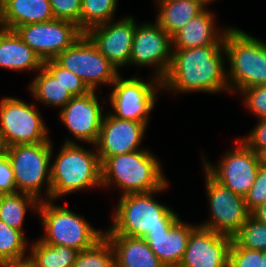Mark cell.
Instances as JSON below:
<instances>
[{
	"label": "cell",
	"mask_w": 266,
	"mask_h": 267,
	"mask_svg": "<svg viewBox=\"0 0 266 267\" xmlns=\"http://www.w3.org/2000/svg\"><path fill=\"white\" fill-rule=\"evenodd\" d=\"M226 63L224 45L173 48L169 71L161 81L162 90L173 94H230Z\"/></svg>",
	"instance_id": "cell-1"
},
{
	"label": "cell",
	"mask_w": 266,
	"mask_h": 267,
	"mask_svg": "<svg viewBox=\"0 0 266 267\" xmlns=\"http://www.w3.org/2000/svg\"><path fill=\"white\" fill-rule=\"evenodd\" d=\"M167 187L169 182L163 188L152 192L120 196L112 213V224L105 230L104 235L143 238L149 231L170 230L180 216L154 197Z\"/></svg>",
	"instance_id": "cell-2"
},
{
	"label": "cell",
	"mask_w": 266,
	"mask_h": 267,
	"mask_svg": "<svg viewBox=\"0 0 266 267\" xmlns=\"http://www.w3.org/2000/svg\"><path fill=\"white\" fill-rule=\"evenodd\" d=\"M102 189L115 185L121 193H148L163 188L169 180L160 160L147 148L105 158L101 162Z\"/></svg>",
	"instance_id": "cell-3"
},
{
	"label": "cell",
	"mask_w": 266,
	"mask_h": 267,
	"mask_svg": "<svg viewBox=\"0 0 266 267\" xmlns=\"http://www.w3.org/2000/svg\"><path fill=\"white\" fill-rule=\"evenodd\" d=\"M65 138L51 162L50 200L62 198L77 191L102 187L101 163L96 148L88 149Z\"/></svg>",
	"instance_id": "cell-4"
},
{
	"label": "cell",
	"mask_w": 266,
	"mask_h": 267,
	"mask_svg": "<svg viewBox=\"0 0 266 267\" xmlns=\"http://www.w3.org/2000/svg\"><path fill=\"white\" fill-rule=\"evenodd\" d=\"M224 48L230 93L239 95L250 86L266 85V41L230 26L224 36Z\"/></svg>",
	"instance_id": "cell-5"
},
{
	"label": "cell",
	"mask_w": 266,
	"mask_h": 267,
	"mask_svg": "<svg viewBox=\"0 0 266 267\" xmlns=\"http://www.w3.org/2000/svg\"><path fill=\"white\" fill-rule=\"evenodd\" d=\"M65 206L53 204V200L39 202L44 234L39 239L50 245H62L81 251L95 245L105 231L94 228L84 217Z\"/></svg>",
	"instance_id": "cell-6"
},
{
	"label": "cell",
	"mask_w": 266,
	"mask_h": 267,
	"mask_svg": "<svg viewBox=\"0 0 266 267\" xmlns=\"http://www.w3.org/2000/svg\"><path fill=\"white\" fill-rule=\"evenodd\" d=\"M53 149L52 141L8 147L17 192L32 195L39 202L50 199Z\"/></svg>",
	"instance_id": "cell-7"
},
{
	"label": "cell",
	"mask_w": 266,
	"mask_h": 267,
	"mask_svg": "<svg viewBox=\"0 0 266 267\" xmlns=\"http://www.w3.org/2000/svg\"><path fill=\"white\" fill-rule=\"evenodd\" d=\"M141 79L136 75L127 79L119 75L111 85L109 102L112 111L107 112L118 119L142 122L148 126L149 115L158 99L157 91L163 92L162 82L154 76L150 81Z\"/></svg>",
	"instance_id": "cell-8"
},
{
	"label": "cell",
	"mask_w": 266,
	"mask_h": 267,
	"mask_svg": "<svg viewBox=\"0 0 266 267\" xmlns=\"http://www.w3.org/2000/svg\"><path fill=\"white\" fill-rule=\"evenodd\" d=\"M42 119L36 102L27 103L12 96L0 101V132L8 147L52 141Z\"/></svg>",
	"instance_id": "cell-9"
},
{
	"label": "cell",
	"mask_w": 266,
	"mask_h": 267,
	"mask_svg": "<svg viewBox=\"0 0 266 267\" xmlns=\"http://www.w3.org/2000/svg\"><path fill=\"white\" fill-rule=\"evenodd\" d=\"M55 60L81 78L91 91H98L102 85L111 87L120 75L85 33Z\"/></svg>",
	"instance_id": "cell-10"
},
{
	"label": "cell",
	"mask_w": 266,
	"mask_h": 267,
	"mask_svg": "<svg viewBox=\"0 0 266 267\" xmlns=\"http://www.w3.org/2000/svg\"><path fill=\"white\" fill-rule=\"evenodd\" d=\"M238 145L224 153L217 164L213 165L202 153L203 170L214 180L235 194L245 197L254 184L259 168V156L249 149L240 139Z\"/></svg>",
	"instance_id": "cell-11"
},
{
	"label": "cell",
	"mask_w": 266,
	"mask_h": 267,
	"mask_svg": "<svg viewBox=\"0 0 266 267\" xmlns=\"http://www.w3.org/2000/svg\"><path fill=\"white\" fill-rule=\"evenodd\" d=\"M205 188L210 210V219L199 226L218 234L234 238L250 216L244 197L233 193L214 180L205 170Z\"/></svg>",
	"instance_id": "cell-12"
},
{
	"label": "cell",
	"mask_w": 266,
	"mask_h": 267,
	"mask_svg": "<svg viewBox=\"0 0 266 267\" xmlns=\"http://www.w3.org/2000/svg\"><path fill=\"white\" fill-rule=\"evenodd\" d=\"M172 53V37L156 20L140 24L136 22L130 66L152 67L153 76L162 81L169 71Z\"/></svg>",
	"instance_id": "cell-13"
},
{
	"label": "cell",
	"mask_w": 266,
	"mask_h": 267,
	"mask_svg": "<svg viewBox=\"0 0 266 267\" xmlns=\"http://www.w3.org/2000/svg\"><path fill=\"white\" fill-rule=\"evenodd\" d=\"M15 31L43 62L55 59L84 34L74 22L59 19L25 24Z\"/></svg>",
	"instance_id": "cell-14"
},
{
	"label": "cell",
	"mask_w": 266,
	"mask_h": 267,
	"mask_svg": "<svg viewBox=\"0 0 266 267\" xmlns=\"http://www.w3.org/2000/svg\"><path fill=\"white\" fill-rule=\"evenodd\" d=\"M99 99L101 96L98 97L96 91H91L86 95L73 97L58 111L61 123L75 137V143H78L77 140L83 144L96 143L105 109Z\"/></svg>",
	"instance_id": "cell-15"
},
{
	"label": "cell",
	"mask_w": 266,
	"mask_h": 267,
	"mask_svg": "<svg viewBox=\"0 0 266 267\" xmlns=\"http://www.w3.org/2000/svg\"><path fill=\"white\" fill-rule=\"evenodd\" d=\"M136 29L134 16L110 20L90 28L85 34L108 61L118 70L129 66L133 35Z\"/></svg>",
	"instance_id": "cell-16"
},
{
	"label": "cell",
	"mask_w": 266,
	"mask_h": 267,
	"mask_svg": "<svg viewBox=\"0 0 266 267\" xmlns=\"http://www.w3.org/2000/svg\"><path fill=\"white\" fill-rule=\"evenodd\" d=\"M96 148L100 163L107 157L144 149L141 146L148 126L142 122L122 120L104 112Z\"/></svg>",
	"instance_id": "cell-17"
},
{
	"label": "cell",
	"mask_w": 266,
	"mask_h": 267,
	"mask_svg": "<svg viewBox=\"0 0 266 267\" xmlns=\"http://www.w3.org/2000/svg\"><path fill=\"white\" fill-rule=\"evenodd\" d=\"M233 238L197 225L178 267H227Z\"/></svg>",
	"instance_id": "cell-18"
},
{
	"label": "cell",
	"mask_w": 266,
	"mask_h": 267,
	"mask_svg": "<svg viewBox=\"0 0 266 267\" xmlns=\"http://www.w3.org/2000/svg\"><path fill=\"white\" fill-rule=\"evenodd\" d=\"M197 225L179 219L170 230L149 231L143 238L165 267H178L184 257L189 235Z\"/></svg>",
	"instance_id": "cell-19"
},
{
	"label": "cell",
	"mask_w": 266,
	"mask_h": 267,
	"mask_svg": "<svg viewBox=\"0 0 266 267\" xmlns=\"http://www.w3.org/2000/svg\"><path fill=\"white\" fill-rule=\"evenodd\" d=\"M216 26V17L213 11L204 9L172 36L173 48L190 49L224 45V36L230 26L224 27L223 30L220 26Z\"/></svg>",
	"instance_id": "cell-20"
},
{
	"label": "cell",
	"mask_w": 266,
	"mask_h": 267,
	"mask_svg": "<svg viewBox=\"0 0 266 267\" xmlns=\"http://www.w3.org/2000/svg\"><path fill=\"white\" fill-rule=\"evenodd\" d=\"M43 63L16 31L0 29V68L19 72L25 70L38 72Z\"/></svg>",
	"instance_id": "cell-21"
},
{
	"label": "cell",
	"mask_w": 266,
	"mask_h": 267,
	"mask_svg": "<svg viewBox=\"0 0 266 267\" xmlns=\"http://www.w3.org/2000/svg\"><path fill=\"white\" fill-rule=\"evenodd\" d=\"M0 10L2 28L14 31L25 24L54 19L49 0H0Z\"/></svg>",
	"instance_id": "cell-22"
},
{
	"label": "cell",
	"mask_w": 266,
	"mask_h": 267,
	"mask_svg": "<svg viewBox=\"0 0 266 267\" xmlns=\"http://www.w3.org/2000/svg\"><path fill=\"white\" fill-rule=\"evenodd\" d=\"M115 254V267H165L141 237L104 235Z\"/></svg>",
	"instance_id": "cell-23"
},
{
	"label": "cell",
	"mask_w": 266,
	"mask_h": 267,
	"mask_svg": "<svg viewBox=\"0 0 266 267\" xmlns=\"http://www.w3.org/2000/svg\"><path fill=\"white\" fill-rule=\"evenodd\" d=\"M157 4L155 17L160 27L171 37L182 29L187 22L200 14L204 9L197 0H154Z\"/></svg>",
	"instance_id": "cell-24"
},
{
	"label": "cell",
	"mask_w": 266,
	"mask_h": 267,
	"mask_svg": "<svg viewBox=\"0 0 266 267\" xmlns=\"http://www.w3.org/2000/svg\"><path fill=\"white\" fill-rule=\"evenodd\" d=\"M29 84L31 95L40 104L61 110L72 98L71 93L44 66Z\"/></svg>",
	"instance_id": "cell-25"
},
{
	"label": "cell",
	"mask_w": 266,
	"mask_h": 267,
	"mask_svg": "<svg viewBox=\"0 0 266 267\" xmlns=\"http://www.w3.org/2000/svg\"><path fill=\"white\" fill-rule=\"evenodd\" d=\"M28 262L32 267H73L78 250L62 245H50L39 238L30 243Z\"/></svg>",
	"instance_id": "cell-26"
},
{
	"label": "cell",
	"mask_w": 266,
	"mask_h": 267,
	"mask_svg": "<svg viewBox=\"0 0 266 267\" xmlns=\"http://www.w3.org/2000/svg\"><path fill=\"white\" fill-rule=\"evenodd\" d=\"M38 206L39 201L29 194L17 192L0 195V220L24 233L27 210L37 213Z\"/></svg>",
	"instance_id": "cell-27"
},
{
	"label": "cell",
	"mask_w": 266,
	"mask_h": 267,
	"mask_svg": "<svg viewBox=\"0 0 266 267\" xmlns=\"http://www.w3.org/2000/svg\"><path fill=\"white\" fill-rule=\"evenodd\" d=\"M28 243L25 233L0 220V265L28 261Z\"/></svg>",
	"instance_id": "cell-28"
},
{
	"label": "cell",
	"mask_w": 266,
	"mask_h": 267,
	"mask_svg": "<svg viewBox=\"0 0 266 267\" xmlns=\"http://www.w3.org/2000/svg\"><path fill=\"white\" fill-rule=\"evenodd\" d=\"M118 0H81L80 30L86 33L90 28L115 19Z\"/></svg>",
	"instance_id": "cell-29"
},
{
	"label": "cell",
	"mask_w": 266,
	"mask_h": 267,
	"mask_svg": "<svg viewBox=\"0 0 266 267\" xmlns=\"http://www.w3.org/2000/svg\"><path fill=\"white\" fill-rule=\"evenodd\" d=\"M73 267H115V254L104 236L92 247L79 251Z\"/></svg>",
	"instance_id": "cell-30"
},
{
	"label": "cell",
	"mask_w": 266,
	"mask_h": 267,
	"mask_svg": "<svg viewBox=\"0 0 266 267\" xmlns=\"http://www.w3.org/2000/svg\"><path fill=\"white\" fill-rule=\"evenodd\" d=\"M234 239L242 247L264 251L266 250V224L250 215Z\"/></svg>",
	"instance_id": "cell-31"
},
{
	"label": "cell",
	"mask_w": 266,
	"mask_h": 267,
	"mask_svg": "<svg viewBox=\"0 0 266 267\" xmlns=\"http://www.w3.org/2000/svg\"><path fill=\"white\" fill-rule=\"evenodd\" d=\"M43 66L71 93L73 97L83 96L91 92L84 81L62 67L55 59L46 60Z\"/></svg>",
	"instance_id": "cell-32"
},
{
	"label": "cell",
	"mask_w": 266,
	"mask_h": 267,
	"mask_svg": "<svg viewBox=\"0 0 266 267\" xmlns=\"http://www.w3.org/2000/svg\"><path fill=\"white\" fill-rule=\"evenodd\" d=\"M227 267H264L262 250L242 247L233 238Z\"/></svg>",
	"instance_id": "cell-33"
},
{
	"label": "cell",
	"mask_w": 266,
	"mask_h": 267,
	"mask_svg": "<svg viewBox=\"0 0 266 267\" xmlns=\"http://www.w3.org/2000/svg\"><path fill=\"white\" fill-rule=\"evenodd\" d=\"M242 100L250 113L256 118H266V85L250 86L240 93Z\"/></svg>",
	"instance_id": "cell-34"
},
{
	"label": "cell",
	"mask_w": 266,
	"mask_h": 267,
	"mask_svg": "<svg viewBox=\"0 0 266 267\" xmlns=\"http://www.w3.org/2000/svg\"><path fill=\"white\" fill-rule=\"evenodd\" d=\"M54 19L74 22L80 29L81 0H49Z\"/></svg>",
	"instance_id": "cell-35"
},
{
	"label": "cell",
	"mask_w": 266,
	"mask_h": 267,
	"mask_svg": "<svg viewBox=\"0 0 266 267\" xmlns=\"http://www.w3.org/2000/svg\"><path fill=\"white\" fill-rule=\"evenodd\" d=\"M244 200L250 213L266 202V167L260 166L256 180Z\"/></svg>",
	"instance_id": "cell-36"
},
{
	"label": "cell",
	"mask_w": 266,
	"mask_h": 267,
	"mask_svg": "<svg viewBox=\"0 0 266 267\" xmlns=\"http://www.w3.org/2000/svg\"><path fill=\"white\" fill-rule=\"evenodd\" d=\"M258 123L244 137L239 138L249 149L257 154L266 149V118L257 120Z\"/></svg>",
	"instance_id": "cell-37"
},
{
	"label": "cell",
	"mask_w": 266,
	"mask_h": 267,
	"mask_svg": "<svg viewBox=\"0 0 266 267\" xmlns=\"http://www.w3.org/2000/svg\"><path fill=\"white\" fill-rule=\"evenodd\" d=\"M17 193L15 176L8 156L0 159V195Z\"/></svg>",
	"instance_id": "cell-38"
},
{
	"label": "cell",
	"mask_w": 266,
	"mask_h": 267,
	"mask_svg": "<svg viewBox=\"0 0 266 267\" xmlns=\"http://www.w3.org/2000/svg\"><path fill=\"white\" fill-rule=\"evenodd\" d=\"M250 215L257 221L266 224V202L254 209Z\"/></svg>",
	"instance_id": "cell-39"
},
{
	"label": "cell",
	"mask_w": 266,
	"mask_h": 267,
	"mask_svg": "<svg viewBox=\"0 0 266 267\" xmlns=\"http://www.w3.org/2000/svg\"><path fill=\"white\" fill-rule=\"evenodd\" d=\"M8 145L0 132V159L7 155Z\"/></svg>",
	"instance_id": "cell-40"
},
{
	"label": "cell",
	"mask_w": 266,
	"mask_h": 267,
	"mask_svg": "<svg viewBox=\"0 0 266 267\" xmlns=\"http://www.w3.org/2000/svg\"><path fill=\"white\" fill-rule=\"evenodd\" d=\"M0 267H32V265L28 261H25L22 263L2 264Z\"/></svg>",
	"instance_id": "cell-41"
},
{
	"label": "cell",
	"mask_w": 266,
	"mask_h": 267,
	"mask_svg": "<svg viewBox=\"0 0 266 267\" xmlns=\"http://www.w3.org/2000/svg\"><path fill=\"white\" fill-rule=\"evenodd\" d=\"M260 166L266 167V149L258 153Z\"/></svg>",
	"instance_id": "cell-42"
},
{
	"label": "cell",
	"mask_w": 266,
	"mask_h": 267,
	"mask_svg": "<svg viewBox=\"0 0 266 267\" xmlns=\"http://www.w3.org/2000/svg\"><path fill=\"white\" fill-rule=\"evenodd\" d=\"M214 1H217V0H203L202 1V6H203V9H208L207 7H209L208 5H210L212 2Z\"/></svg>",
	"instance_id": "cell-43"
},
{
	"label": "cell",
	"mask_w": 266,
	"mask_h": 267,
	"mask_svg": "<svg viewBox=\"0 0 266 267\" xmlns=\"http://www.w3.org/2000/svg\"><path fill=\"white\" fill-rule=\"evenodd\" d=\"M263 265L266 267V250L262 251Z\"/></svg>",
	"instance_id": "cell-44"
},
{
	"label": "cell",
	"mask_w": 266,
	"mask_h": 267,
	"mask_svg": "<svg viewBox=\"0 0 266 267\" xmlns=\"http://www.w3.org/2000/svg\"><path fill=\"white\" fill-rule=\"evenodd\" d=\"M2 28V25H1V10H0V29Z\"/></svg>",
	"instance_id": "cell-45"
}]
</instances>
